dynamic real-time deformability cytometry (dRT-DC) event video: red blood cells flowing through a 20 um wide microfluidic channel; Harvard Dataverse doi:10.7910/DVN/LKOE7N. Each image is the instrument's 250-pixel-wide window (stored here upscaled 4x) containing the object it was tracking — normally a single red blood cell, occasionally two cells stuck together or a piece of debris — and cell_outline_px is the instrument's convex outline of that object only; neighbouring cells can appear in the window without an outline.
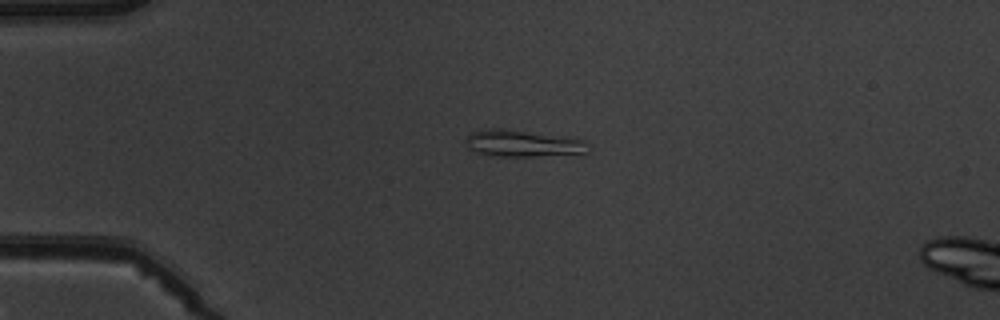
{"species": "common noctule bat (a hibernating species)", "species_latin": "Nyctalus noctula", "temperature_condition": "warm", "stored_images_in_passage": 2, "camera_frame_rate_fps": 3000, "um_per_image_px": 0.085, "animal": {"sex": "male", "body_mass_g": 19.5, "forearm_length_mm": 54.6}, "frame": {"image": 1, "passage_image": 1, "time_ms": 0.0, "image_size_px": [1000, 320], "cell_outline_px": [[588, 152], [532, 156], [492, 156], [476, 152], [468, 148], [468, 136], [472, 132], [492, 128], [504, 128], [584, 140]], "centroid_in_image_um": [44.37, 12.19], "position_along_channel_um": 40.6, "area_um2": 18.44}}